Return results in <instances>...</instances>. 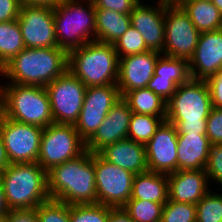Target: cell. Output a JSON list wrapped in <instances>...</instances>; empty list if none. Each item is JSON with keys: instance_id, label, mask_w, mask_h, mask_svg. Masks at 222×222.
<instances>
[{"instance_id": "cell-14", "label": "cell", "mask_w": 222, "mask_h": 222, "mask_svg": "<svg viewBox=\"0 0 222 222\" xmlns=\"http://www.w3.org/2000/svg\"><path fill=\"white\" fill-rule=\"evenodd\" d=\"M17 20L21 28L25 48L58 46L52 8L21 6Z\"/></svg>"}, {"instance_id": "cell-40", "label": "cell", "mask_w": 222, "mask_h": 222, "mask_svg": "<svg viewBox=\"0 0 222 222\" xmlns=\"http://www.w3.org/2000/svg\"><path fill=\"white\" fill-rule=\"evenodd\" d=\"M211 96L212 107L222 108V70L206 80Z\"/></svg>"}, {"instance_id": "cell-2", "label": "cell", "mask_w": 222, "mask_h": 222, "mask_svg": "<svg viewBox=\"0 0 222 222\" xmlns=\"http://www.w3.org/2000/svg\"><path fill=\"white\" fill-rule=\"evenodd\" d=\"M67 67L68 53L58 46L25 48L0 70V76L9 83L46 87Z\"/></svg>"}, {"instance_id": "cell-11", "label": "cell", "mask_w": 222, "mask_h": 222, "mask_svg": "<svg viewBox=\"0 0 222 222\" xmlns=\"http://www.w3.org/2000/svg\"><path fill=\"white\" fill-rule=\"evenodd\" d=\"M97 203L112 208L123 207L131 198L135 174L104 160L94 153Z\"/></svg>"}, {"instance_id": "cell-6", "label": "cell", "mask_w": 222, "mask_h": 222, "mask_svg": "<svg viewBox=\"0 0 222 222\" xmlns=\"http://www.w3.org/2000/svg\"><path fill=\"white\" fill-rule=\"evenodd\" d=\"M53 11L58 47L68 53L96 41L95 7L91 0H62Z\"/></svg>"}, {"instance_id": "cell-41", "label": "cell", "mask_w": 222, "mask_h": 222, "mask_svg": "<svg viewBox=\"0 0 222 222\" xmlns=\"http://www.w3.org/2000/svg\"><path fill=\"white\" fill-rule=\"evenodd\" d=\"M21 4L18 0H0V22L13 21L20 14Z\"/></svg>"}, {"instance_id": "cell-50", "label": "cell", "mask_w": 222, "mask_h": 222, "mask_svg": "<svg viewBox=\"0 0 222 222\" xmlns=\"http://www.w3.org/2000/svg\"><path fill=\"white\" fill-rule=\"evenodd\" d=\"M0 222H7L6 216L1 217Z\"/></svg>"}, {"instance_id": "cell-28", "label": "cell", "mask_w": 222, "mask_h": 222, "mask_svg": "<svg viewBox=\"0 0 222 222\" xmlns=\"http://www.w3.org/2000/svg\"><path fill=\"white\" fill-rule=\"evenodd\" d=\"M165 120L166 116H153L132 112L127 139L145 145Z\"/></svg>"}, {"instance_id": "cell-15", "label": "cell", "mask_w": 222, "mask_h": 222, "mask_svg": "<svg viewBox=\"0 0 222 222\" xmlns=\"http://www.w3.org/2000/svg\"><path fill=\"white\" fill-rule=\"evenodd\" d=\"M142 2L140 0L129 14L131 25L142 35L149 50L162 54L165 41V8L169 2L158 0L156 4L154 0L155 5H145Z\"/></svg>"}, {"instance_id": "cell-44", "label": "cell", "mask_w": 222, "mask_h": 222, "mask_svg": "<svg viewBox=\"0 0 222 222\" xmlns=\"http://www.w3.org/2000/svg\"><path fill=\"white\" fill-rule=\"evenodd\" d=\"M21 6L56 7L62 0H18Z\"/></svg>"}, {"instance_id": "cell-47", "label": "cell", "mask_w": 222, "mask_h": 222, "mask_svg": "<svg viewBox=\"0 0 222 222\" xmlns=\"http://www.w3.org/2000/svg\"><path fill=\"white\" fill-rule=\"evenodd\" d=\"M4 116V110H3V96H2V92L0 90V121L2 119V117Z\"/></svg>"}, {"instance_id": "cell-33", "label": "cell", "mask_w": 222, "mask_h": 222, "mask_svg": "<svg viewBox=\"0 0 222 222\" xmlns=\"http://www.w3.org/2000/svg\"><path fill=\"white\" fill-rule=\"evenodd\" d=\"M113 45L119 58L149 51L142 35L132 25Z\"/></svg>"}, {"instance_id": "cell-45", "label": "cell", "mask_w": 222, "mask_h": 222, "mask_svg": "<svg viewBox=\"0 0 222 222\" xmlns=\"http://www.w3.org/2000/svg\"><path fill=\"white\" fill-rule=\"evenodd\" d=\"M9 165L10 162L8 160L4 142L0 133V173H2Z\"/></svg>"}, {"instance_id": "cell-22", "label": "cell", "mask_w": 222, "mask_h": 222, "mask_svg": "<svg viewBox=\"0 0 222 222\" xmlns=\"http://www.w3.org/2000/svg\"><path fill=\"white\" fill-rule=\"evenodd\" d=\"M177 170L205 169L210 140L206 134H178Z\"/></svg>"}, {"instance_id": "cell-13", "label": "cell", "mask_w": 222, "mask_h": 222, "mask_svg": "<svg viewBox=\"0 0 222 222\" xmlns=\"http://www.w3.org/2000/svg\"><path fill=\"white\" fill-rule=\"evenodd\" d=\"M120 98L117 84L86 88L82 109L74 124L85 143L94 135L110 109Z\"/></svg>"}, {"instance_id": "cell-4", "label": "cell", "mask_w": 222, "mask_h": 222, "mask_svg": "<svg viewBox=\"0 0 222 222\" xmlns=\"http://www.w3.org/2000/svg\"><path fill=\"white\" fill-rule=\"evenodd\" d=\"M0 180L9 210L37 208L51 199L47 172L37 162L10 164Z\"/></svg>"}, {"instance_id": "cell-49", "label": "cell", "mask_w": 222, "mask_h": 222, "mask_svg": "<svg viewBox=\"0 0 222 222\" xmlns=\"http://www.w3.org/2000/svg\"><path fill=\"white\" fill-rule=\"evenodd\" d=\"M150 1V0H149ZM161 1H167L169 3H177L179 0H161Z\"/></svg>"}, {"instance_id": "cell-30", "label": "cell", "mask_w": 222, "mask_h": 222, "mask_svg": "<svg viewBox=\"0 0 222 222\" xmlns=\"http://www.w3.org/2000/svg\"><path fill=\"white\" fill-rule=\"evenodd\" d=\"M164 204L144 200H128L122 208L134 222H161Z\"/></svg>"}, {"instance_id": "cell-18", "label": "cell", "mask_w": 222, "mask_h": 222, "mask_svg": "<svg viewBox=\"0 0 222 222\" xmlns=\"http://www.w3.org/2000/svg\"><path fill=\"white\" fill-rule=\"evenodd\" d=\"M160 55L159 52L149 50L119 58L117 86L121 97L128 91L147 87Z\"/></svg>"}, {"instance_id": "cell-42", "label": "cell", "mask_w": 222, "mask_h": 222, "mask_svg": "<svg viewBox=\"0 0 222 222\" xmlns=\"http://www.w3.org/2000/svg\"><path fill=\"white\" fill-rule=\"evenodd\" d=\"M6 219L7 222H39L37 208L9 210Z\"/></svg>"}, {"instance_id": "cell-17", "label": "cell", "mask_w": 222, "mask_h": 222, "mask_svg": "<svg viewBox=\"0 0 222 222\" xmlns=\"http://www.w3.org/2000/svg\"><path fill=\"white\" fill-rule=\"evenodd\" d=\"M188 63L191 79L206 81L222 70V29L201 32Z\"/></svg>"}, {"instance_id": "cell-8", "label": "cell", "mask_w": 222, "mask_h": 222, "mask_svg": "<svg viewBox=\"0 0 222 222\" xmlns=\"http://www.w3.org/2000/svg\"><path fill=\"white\" fill-rule=\"evenodd\" d=\"M85 150V142L74 125L52 123L43 129L37 163L48 172Z\"/></svg>"}, {"instance_id": "cell-12", "label": "cell", "mask_w": 222, "mask_h": 222, "mask_svg": "<svg viewBox=\"0 0 222 222\" xmlns=\"http://www.w3.org/2000/svg\"><path fill=\"white\" fill-rule=\"evenodd\" d=\"M43 129L2 117L0 133L10 164L37 162Z\"/></svg>"}, {"instance_id": "cell-43", "label": "cell", "mask_w": 222, "mask_h": 222, "mask_svg": "<svg viewBox=\"0 0 222 222\" xmlns=\"http://www.w3.org/2000/svg\"><path fill=\"white\" fill-rule=\"evenodd\" d=\"M108 222H134L129 214L122 208L110 207Z\"/></svg>"}, {"instance_id": "cell-19", "label": "cell", "mask_w": 222, "mask_h": 222, "mask_svg": "<svg viewBox=\"0 0 222 222\" xmlns=\"http://www.w3.org/2000/svg\"><path fill=\"white\" fill-rule=\"evenodd\" d=\"M132 111L121 97L110 109L94 135L85 143L86 150L98 153L109 144L127 139Z\"/></svg>"}, {"instance_id": "cell-36", "label": "cell", "mask_w": 222, "mask_h": 222, "mask_svg": "<svg viewBox=\"0 0 222 222\" xmlns=\"http://www.w3.org/2000/svg\"><path fill=\"white\" fill-rule=\"evenodd\" d=\"M205 171L210 179L209 181L217 182L222 186V144L210 145Z\"/></svg>"}, {"instance_id": "cell-34", "label": "cell", "mask_w": 222, "mask_h": 222, "mask_svg": "<svg viewBox=\"0 0 222 222\" xmlns=\"http://www.w3.org/2000/svg\"><path fill=\"white\" fill-rule=\"evenodd\" d=\"M196 204L167 200L163 206L161 222H196Z\"/></svg>"}, {"instance_id": "cell-21", "label": "cell", "mask_w": 222, "mask_h": 222, "mask_svg": "<svg viewBox=\"0 0 222 222\" xmlns=\"http://www.w3.org/2000/svg\"><path fill=\"white\" fill-rule=\"evenodd\" d=\"M98 154L111 164L137 175L148 171L145 145L130 139L117 141L101 149Z\"/></svg>"}, {"instance_id": "cell-16", "label": "cell", "mask_w": 222, "mask_h": 222, "mask_svg": "<svg viewBox=\"0 0 222 222\" xmlns=\"http://www.w3.org/2000/svg\"><path fill=\"white\" fill-rule=\"evenodd\" d=\"M177 139L176 127L165 120L145 144L149 171L163 174L177 171Z\"/></svg>"}, {"instance_id": "cell-7", "label": "cell", "mask_w": 222, "mask_h": 222, "mask_svg": "<svg viewBox=\"0 0 222 222\" xmlns=\"http://www.w3.org/2000/svg\"><path fill=\"white\" fill-rule=\"evenodd\" d=\"M0 90L4 117L42 128L54 123L45 87L6 83L0 84Z\"/></svg>"}, {"instance_id": "cell-26", "label": "cell", "mask_w": 222, "mask_h": 222, "mask_svg": "<svg viewBox=\"0 0 222 222\" xmlns=\"http://www.w3.org/2000/svg\"><path fill=\"white\" fill-rule=\"evenodd\" d=\"M122 98L134 113L167 116V102L147 87L128 91Z\"/></svg>"}, {"instance_id": "cell-46", "label": "cell", "mask_w": 222, "mask_h": 222, "mask_svg": "<svg viewBox=\"0 0 222 222\" xmlns=\"http://www.w3.org/2000/svg\"><path fill=\"white\" fill-rule=\"evenodd\" d=\"M9 211L4 197V191L2 182L0 180V218L7 215V212Z\"/></svg>"}, {"instance_id": "cell-20", "label": "cell", "mask_w": 222, "mask_h": 222, "mask_svg": "<svg viewBox=\"0 0 222 222\" xmlns=\"http://www.w3.org/2000/svg\"><path fill=\"white\" fill-rule=\"evenodd\" d=\"M167 179L168 199L178 203L197 204L210 191L205 169L177 170Z\"/></svg>"}, {"instance_id": "cell-1", "label": "cell", "mask_w": 222, "mask_h": 222, "mask_svg": "<svg viewBox=\"0 0 222 222\" xmlns=\"http://www.w3.org/2000/svg\"><path fill=\"white\" fill-rule=\"evenodd\" d=\"M52 200L72 204L97 203L94 153L85 150L47 172Z\"/></svg>"}, {"instance_id": "cell-32", "label": "cell", "mask_w": 222, "mask_h": 222, "mask_svg": "<svg viewBox=\"0 0 222 222\" xmlns=\"http://www.w3.org/2000/svg\"><path fill=\"white\" fill-rule=\"evenodd\" d=\"M196 222H222V193L210 191L196 204Z\"/></svg>"}, {"instance_id": "cell-31", "label": "cell", "mask_w": 222, "mask_h": 222, "mask_svg": "<svg viewBox=\"0 0 222 222\" xmlns=\"http://www.w3.org/2000/svg\"><path fill=\"white\" fill-rule=\"evenodd\" d=\"M110 207L99 203L69 205L71 222H108Z\"/></svg>"}, {"instance_id": "cell-29", "label": "cell", "mask_w": 222, "mask_h": 222, "mask_svg": "<svg viewBox=\"0 0 222 222\" xmlns=\"http://www.w3.org/2000/svg\"><path fill=\"white\" fill-rule=\"evenodd\" d=\"M155 75L169 78L178 86L191 79L188 60L161 54L155 66Z\"/></svg>"}, {"instance_id": "cell-9", "label": "cell", "mask_w": 222, "mask_h": 222, "mask_svg": "<svg viewBox=\"0 0 222 222\" xmlns=\"http://www.w3.org/2000/svg\"><path fill=\"white\" fill-rule=\"evenodd\" d=\"M54 123L74 125L80 115L86 86L68 69L46 87Z\"/></svg>"}, {"instance_id": "cell-24", "label": "cell", "mask_w": 222, "mask_h": 222, "mask_svg": "<svg viewBox=\"0 0 222 222\" xmlns=\"http://www.w3.org/2000/svg\"><path fill=\"white\" fill-rule=\"evenodd\" d=\"M201 32L222 29V13L209 0H179L177 2Z\"/></svg>"}, {"instance_id": "cell-35", "label": "cell", "mask_w": 222, "mask_h": 222, "mask_svg": "<svg viewBox=\"0 0 222 222\" xmlns=\"http://www.w3.org/2000/svg\"><path fill=\"white\" fill-rule=\"evenodd\" d=\"M39 222H71L69 205L56 200H48L37 207Z\"/></svg>"}, {"instance_id": "cell-10", "label": "cell", "mask_w": 222, "mask_h": 222, "mask_svg": "<svg viewBox=\"0 0 222 222\" xmlns=\"http://www.w3.org/2000/svg\"><path fill=\"white\" fill-rule=\"evenodd\" d=\"M200 32L178 3L165 8V41L163 55L188 60L194 53Z\"/></svg>"}, {"instance_id": "cell-3", "label": "cell", "mask_w": 222, "mask_h": 222, "mask_svg": "<svg viewBox=\"0 0 222 222\" xmlns=\"http://www.w3.org/2000/svg\"><path fill=\"white\" fill-rule=\"evenodd\" d=\"M211 109L207 82L190 79L179 85L167 102L166 121L176 127L178 134H206Z\"/></svg>"}, {"instance_id": "cell-23", "label": "cell", "mask_w": 222, "mask_h": 222, "mask_svg": "<svg viewBox=\"0 0 222 222\" xmlns=\"http://www.w3.org/2000/svg\"><path fill=\"white\" fill-rule=\"evenodd\" d=\"M130 200L166 203L168 200L167 174L148 170L135 175Z\"/></svg>"}, {"instance_id": "cell-39", "label": "cell", "mask_w": 222, "mask_h": 222, "mask_svg": "<svg viewBox=\"0 0 222 222\" xmlns=\"http://www.w3.org/2000/svg\"><path fill=\"white\" fill-rule=\"evenodd\" d=\"M95 9H109L129 15L140 0H91Z\"/></svg>"}, {"instance_id": "cell-37", "label": "cell", "mask_w": 222, "mask_h": 222, "mask_svg": "<svg viewBox=\"0 0 222 222\" xmlns=\"http://www.w3.org/2000/svg\"><path fill=\"white\" fill-rule=\"evenodd\" d=\"M206 136L211 144H222V108L212 107L207 117Z\"/></svg>"}, {"instance_id": "cell-48", "label": "cell", "mask_w": 222, "mask_h": 222, "mask_svg": "<svg viewBox=\"0 0 222 222\" xmlns=\"http://www.w3.org/2000/svg\"><path fill=\"white\" fill-rule=\"evenodd\" d=\"M211 1L222 13V0H211Z\"/></svg>"}, {"instance_id": "cell-5", "label": "cell", "mask_w": 222, "mask_h": 222, "mask_svg": "<svg viewBox=\"0 0 222 222\" xmlns=\"http://www.w3.org/2000/svg\"><path fill=\"white\" fill-rule=\"evenodd\" d=\"M118 68L113 44L91 41L68 52L67 69L86 87L117 84Z\"/></svg>"}, {"instance_id": "cell-38", "label": "cell", "mask_w": 222, "mask_h": 222, "mask_svg": "<svg viewBox=\"0 0 222 222\" xmlns=\"http://www.w3.org/2000/svg\"><path fill=\"white\" fill-rule=\"evenodd\" d=\"M177 87L178 85L172 80H169V78L160 77L155 74L147 84L149 90H152L153 93L160 96L166 102H168L176 92Z\"/></svg>"}, {"instance_id": "cell-25", "label": "cell", "mask_w": 222, "mask_h": 222, "mask_svg": "<svg viewBox=\"0 0 222 222\" xmlns=\"http://www.w3.org/2000/svg\"><path fill=\"white\" fill-rule=\"evenodd\" d=\"M96 41L113 44L131 26L130 15L109 9H95Z\"/></svg>"}, {"instance_id": "cell-27", "label": "cell", "mask_w": 222, "mask_h": 222, "mask_svg": "<svg viewBox=\"0 0 222 222\" xmlns=\"http://www.w3.org/2000/svg\"><path fill=\"white\" fill-rule=\"evenodd\" d=\"M24 49L18 20L0 22V70Z\"/></svg>"}]
</instances>
